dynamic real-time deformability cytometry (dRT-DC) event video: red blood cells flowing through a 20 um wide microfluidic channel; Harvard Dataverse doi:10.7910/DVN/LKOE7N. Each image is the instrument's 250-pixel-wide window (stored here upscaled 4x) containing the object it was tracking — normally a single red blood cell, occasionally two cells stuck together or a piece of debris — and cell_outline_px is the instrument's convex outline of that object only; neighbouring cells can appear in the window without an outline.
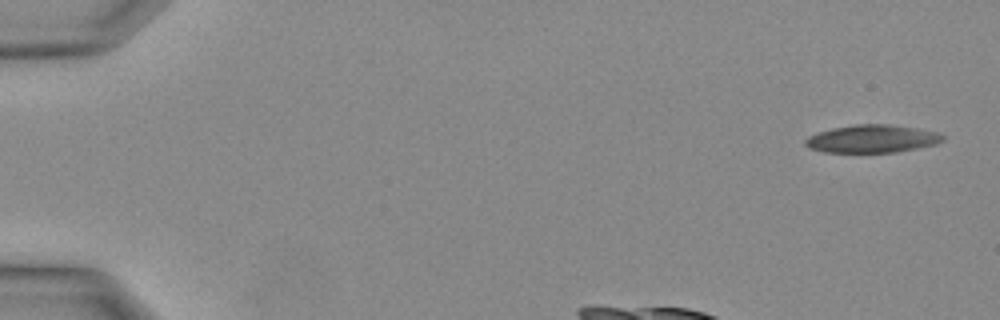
{"species": "Egyptian fruit bat (a non-hibernating species)", "species_latin": "Rousettus aegyptiacus", "temperature_condition": "warm", "stored_images_in_passage": 26, "camera_frame_rate_fps": 3000, "um_per_image_px": 0.085, "animal": {"sex": "female"}, "frame": {"image": 1, "passage_image": 1, "time_ms": 0.0, "image_size_px": [1000, 320], "cell_outline_px": [[944, 140], [936, 144], [896, 152], [824, 152], [808, 148], [804, 144], [804, 140], [808, 136], [832, 128], [852, 124], [888, 124], [916, 128], [936, 132], [944, 136]], "centroid_in_image_um": [74.1, 11.79], "position_along_channel_um": 10.9, "area_um2": 22.25}}